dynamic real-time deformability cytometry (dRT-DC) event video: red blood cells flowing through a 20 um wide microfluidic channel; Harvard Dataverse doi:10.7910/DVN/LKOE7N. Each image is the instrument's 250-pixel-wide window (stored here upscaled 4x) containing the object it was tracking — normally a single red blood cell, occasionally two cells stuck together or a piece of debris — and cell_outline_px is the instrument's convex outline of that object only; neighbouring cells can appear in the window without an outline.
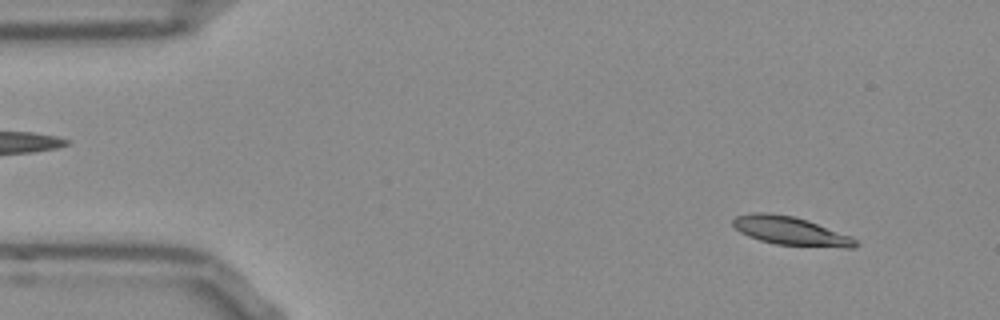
{"species": "Egyptian fruit bat (a non-hibernating species)", "species_latin": "Rousettus aegyptiacus", "temperature_condition": "room temperature", "stored_images_in_passage": 53, "segment_of_instrument_passage": [1, 2], "camera_frame_rate_fps": 3000, "um_per_image_px": 0.085, "frame": {"image": 1, "passage_image": 4, "time_ms": 1.0, "image_size_px": [1000, 320], "cell_outline_px": [[860, 244], [856, 248], [844, 248], [776, 244], [760, 240], [748, 236], [740, 232], [732, 224], [732, 220], [736, 216], [752, 212], [768, 212], [792, 216], [852, 236]], "centroid_in_image_um": [67.21, 19.64], "position_along_channel_um": 17.8, "area_um2": 20.29}}
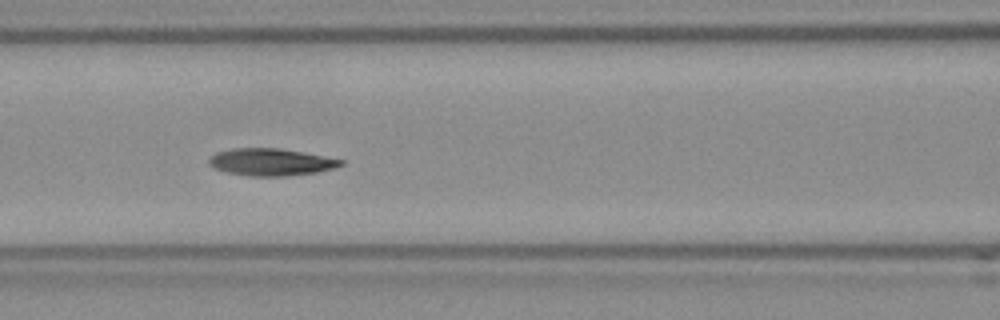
{"frame": {"image": 2, "passage_image": 21, "time_ms": 6.667, "image_size_px": [1000, 320], "cell_outline_px": [[344, 164], [336, 168], [316, 172], [288, 176], [248, 176], [224, 172], [208, 164], [208, 160], [216, 152], [232, 148], [280, 148], [304, 152], [344, 160]], "centroid_in_image_um": [23.04, 13.77], "position_along_channel_um": 143.6, "area_um2": 21.04}}
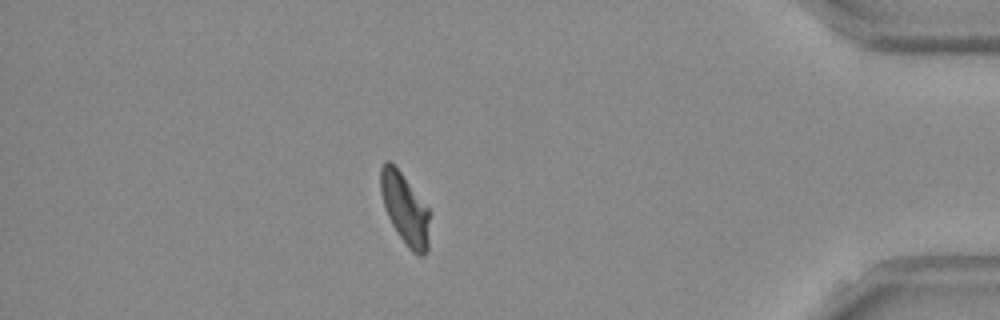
{"frame": {"image": 3, "passage_image": 45, "time_ms": 14.667, "image_size_px": [1000, 320], "cell_outline_px": [[428, 248], [424, 256], [416, 256], [408, 248], [396, 232], [388, 216], [380, 192], [380, 168], [384, 160], [388, 160], [400, 172], [428, 208]], "centroid_in_image_um": [34.4, 17.78], "position_along_channel_um": 400.8, "area_um2": 20.0}}